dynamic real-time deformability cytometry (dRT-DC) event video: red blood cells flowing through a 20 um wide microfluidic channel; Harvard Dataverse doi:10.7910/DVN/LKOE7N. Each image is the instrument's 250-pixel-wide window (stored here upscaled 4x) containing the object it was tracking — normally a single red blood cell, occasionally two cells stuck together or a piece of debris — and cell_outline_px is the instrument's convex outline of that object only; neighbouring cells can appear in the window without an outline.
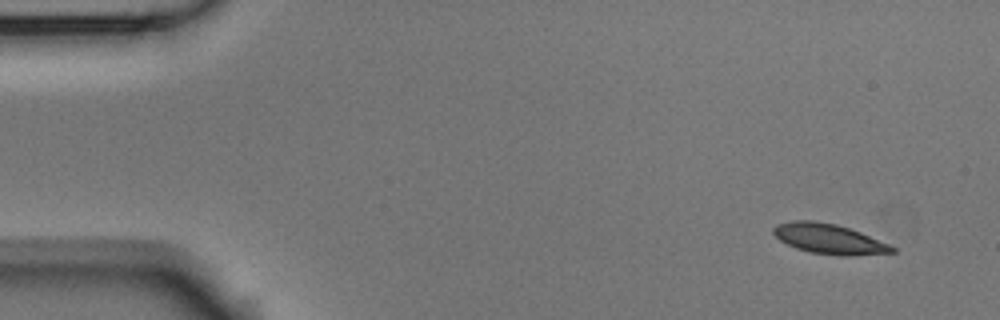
{"species": "Egyptian fruit bat (a non-hibernating species)", "species_latin": "Rousettus aegyptiacus", "temperature_condition": "room temperature", "stored_images_in_passage": 7, "camera_frame_rate_fps": 3000, "um_per_image_px": 0.085, "animal": {"sex": "male"}, "frame": {"image": 1, "passage_image": 1, "time_ms": 0.0, "image_size_px": [1000, 320], "cell_outline_px": [[896, 252], [848, 256], [840, 256], [808, 252], [796, 248], [780, 240], [772, 232], [772, 228], [776, 224], [792, 220], [812, 220], [836, 224], [860, 232], [888, 244], [896, 248]], "centroid_in_image_um": [70.43, 20.3], "position_along_channel_um": 14.6, "area_um2": 20.75}}
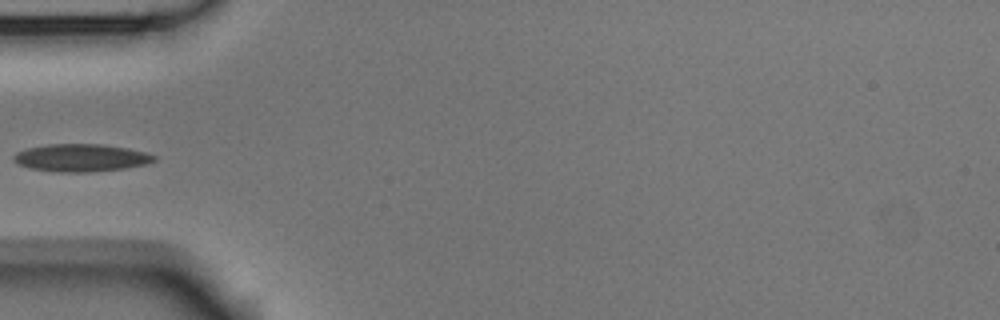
{"frame": {"image": 2, "passage_image": 5, "time_ms": 1.333, "image_size_px": [1000, 320], "cell_outline_px": [[156, 160], [144, 164], [124, 168], [92, 172], [56, 172], [32, 168], [16, 164], [12, 160], [12, 156], [16, 152], [28, 148], [48, 144], [100, 144], [128, 148], [144, 152], [156, 156]], "centroid_in_image_um": [6.84, 13.41], "position_along_channel_um": 78.2, "area_um2": 22.54}}
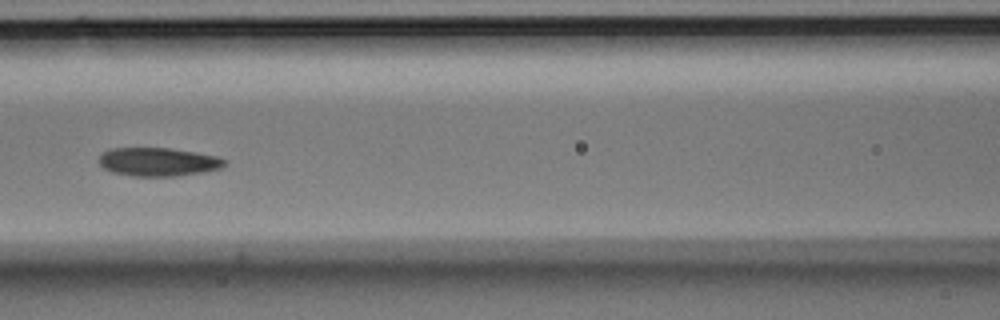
{"frame": {"image": 3, "passage_image": 7, "time_ms": 2.0, "image_size_px": [1000, 320], "cell_outline_px": [[228, 164], [220, 168], [204, 172], [176, 176], [132, 176], [112, 172], [104, 168], [100, 164], [100, 152], [112, 148], [172, 148], [220, 156], [228, 160]], "centroid_in_image_um": [13.5, 13.75], "position_along_channel_um": 153.1, "area_um2": 21.15}}